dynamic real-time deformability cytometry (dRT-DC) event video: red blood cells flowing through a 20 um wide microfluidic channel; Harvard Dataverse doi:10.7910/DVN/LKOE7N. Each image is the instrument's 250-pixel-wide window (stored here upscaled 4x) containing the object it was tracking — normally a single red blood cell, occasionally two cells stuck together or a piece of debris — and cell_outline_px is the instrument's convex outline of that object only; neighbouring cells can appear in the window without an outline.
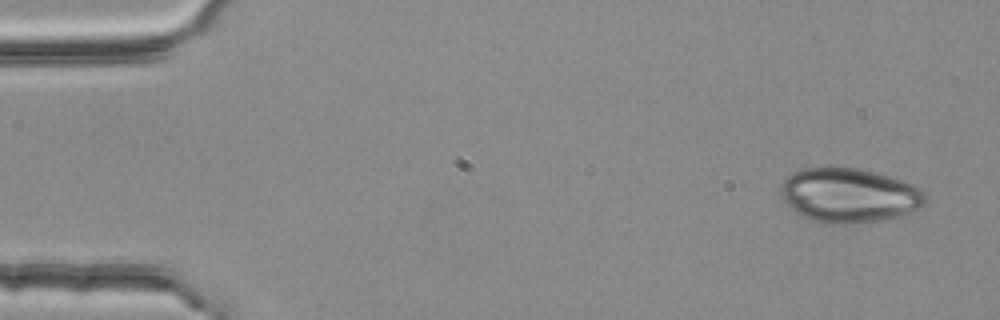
{"species": "common noctule bat (a hibernating species)", "species_latin": "Nyctalus noctula", "temperature_condition": "room temperature", "stored_images_in_passage": 5, "camera_frame_rate_fps": 3000, "um_per_image_px": 0.085, "animal": {"sex": "female", "body_mass_g": 25.1}, "frame": {"image": 1, "passage_image": 1, "time_ms": 0.0, "image_size_px": [1000, 320], "cell_outline_px": [[928, 200], [924, 204], [912, 212], [880, 220], [852, 224], [824, 224], [800, 216], [784, 200], [780, 192], [780, 184], [788, 176], [804, 168], [824, 164], [832, 164], [856, 168], [876, 172], [904, 180], [920, 188], [924, 192]], "centroid_in_image_um": [72.16, 16.57], "position_along_channel_um": 12.8, "area_um2": 46.76}}